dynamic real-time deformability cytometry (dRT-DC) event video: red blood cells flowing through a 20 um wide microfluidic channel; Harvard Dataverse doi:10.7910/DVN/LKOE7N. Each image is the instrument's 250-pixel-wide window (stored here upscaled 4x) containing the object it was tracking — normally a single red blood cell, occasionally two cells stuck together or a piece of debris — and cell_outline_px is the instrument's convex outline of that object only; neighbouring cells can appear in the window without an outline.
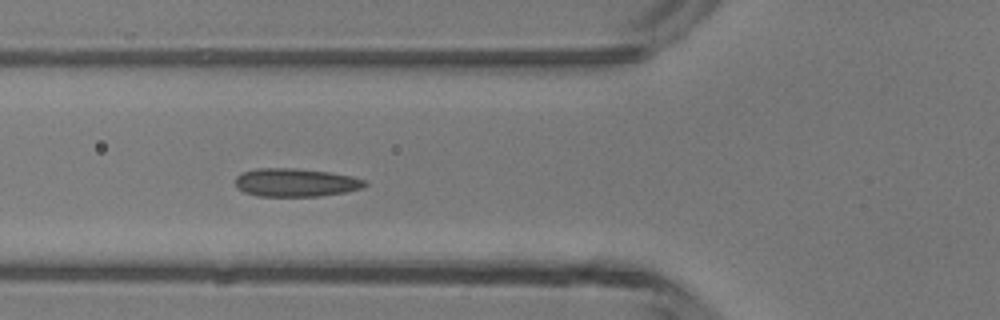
{"species": "common noctule bat (a hibernating species)", "species_latin": "Nyctalus noctula", "temperature_condition": "room temperature", "stored_images_in_passage": 5, "camera_frame_rate_fps": 3000, "um_per_image_px": 0.085, "animal": {"sex": "male", "body_mass_g": 13.3}, "frame": {"image": 1, "passage_image": 4, "time_ms": 4.333, "image_size_px": [1000, 320], "cell_outline_px": [[368, 184], [360, 188], [344, 192], [320, 196], [256, 196], [244, 192], [236, 188], [236, 176], [240, 172], [256, 168], [296, 168], [328, 172], [352, 176], [364, 180]], "centroid_in_image_um": [25.07, 15.51], "position_along_channel_um": 100.7, "area_um2": 21.39}}
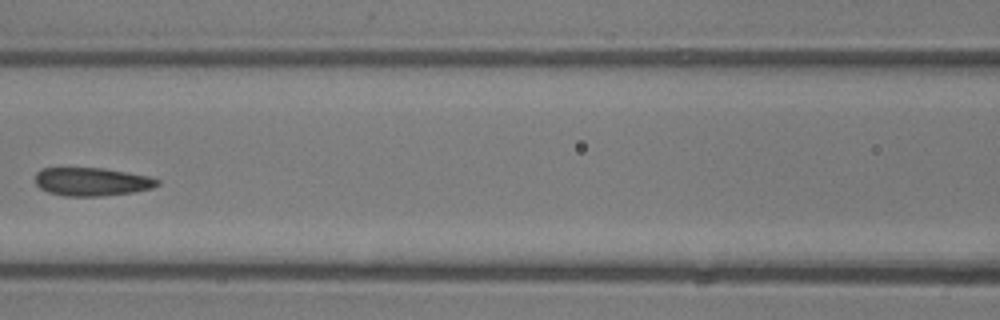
{"frame": {"image": 2, "passage_image": 5, "time_ms": 5.667, "image_size_px": [1000, 320], "cell_outline_px": [[160, 184], [152, 188], [132, 192], [100, 196], [64, 196], [48, 192], [40, 188], [36, 184], [36, 172], [40, 168], [104, 168], [148, 176], [160, 180]], "centroid_in_image_um": [7.79, 15.44], "position_along_channel_um": 158.8, "area_um2": 20.11}}